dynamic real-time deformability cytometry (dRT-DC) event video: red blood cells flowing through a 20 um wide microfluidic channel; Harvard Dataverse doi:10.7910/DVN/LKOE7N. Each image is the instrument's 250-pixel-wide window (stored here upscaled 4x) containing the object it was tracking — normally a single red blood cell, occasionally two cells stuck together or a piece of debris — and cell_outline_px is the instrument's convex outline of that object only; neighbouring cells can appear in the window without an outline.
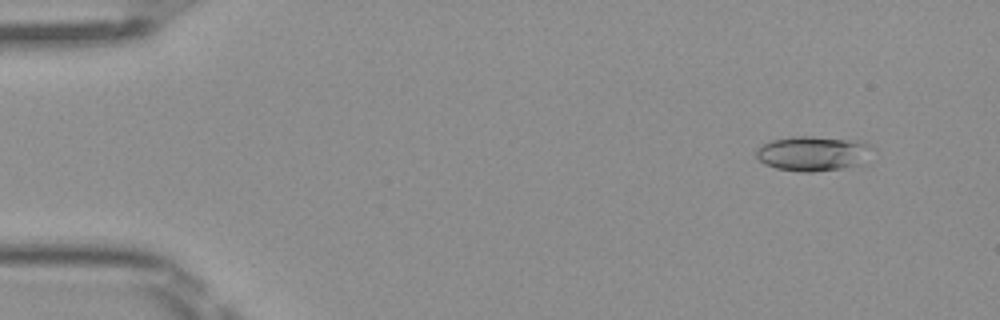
{"species": "Egyptian fruit bat (a non-hibernating species)", "species_latin": "Rousettus aegyptiacus", "temperature_condition": "room temperature", "stored_images_in_passage": 52, "segment_of_instrument_passage": [1, 2], "camera_frame_rate_fps": 3000, "um_per_image_px": 0.085, "frame": {"image": 1, "passage_image": 5, "time_ms": 1.333, "image_size_px": [1000, 320], "cell_outline_px": [[876, 148], [864, 164], [840, 168], [812, 172], [804, 172], [776, 168], [764, 164], [756, 156], [756, 148], [772, 140], [792, 136], [812, 136], [856, 140], [868, 144]], "centroid_in_image_um": [69.15, 13.04], "position_along_channel_um": 15.8, "area_um2": 23.81}}
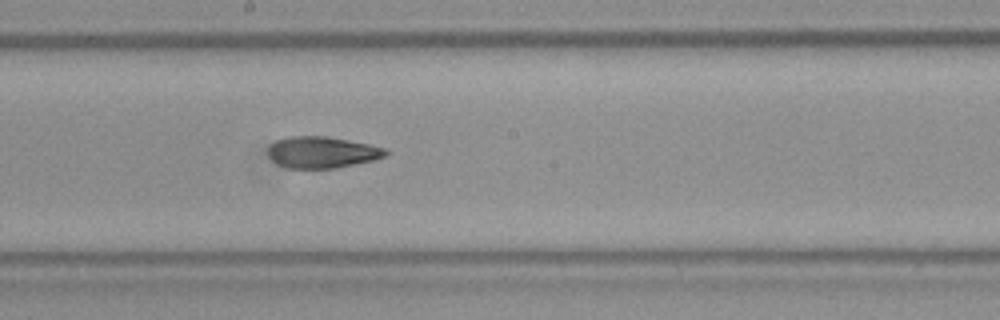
{"frame": {"image": 2, "passage_image": 28, "time_ms": 9.0, "image_size_px": [1000, 320], "cell_outline_px": [[388, 152], [384, 156], [372, 160], [336, 168], [288, 168], [272, 160], [268, 156], [268, 148], [276, 140], [288, 136], [328, 136], [368, 144], [384, 148]], "centroid_in_image_um": [27.34, 12.93], "position_along_channel_um": 220.9, "area_um2": 21.33}}
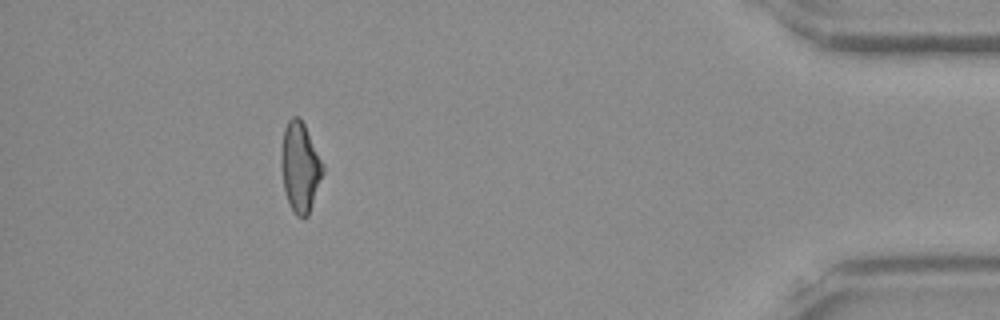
{"frame": {"image": 3, "passage_image": 46, "time_ms": 15.0, "image_size_px": [1000, 320], "cell_outline_px": [[324, 172], [308, 216], [296, 216], [288, 200], [284, 188], [280, 168], [280, 148], [284, 128], [288, 120], [292, 116], [300, 116], [324, 164]], "centroid_in_image_um": [25.49, 14.15], "position_along_channel_um": 409.7, "area_um2": 21.96}}